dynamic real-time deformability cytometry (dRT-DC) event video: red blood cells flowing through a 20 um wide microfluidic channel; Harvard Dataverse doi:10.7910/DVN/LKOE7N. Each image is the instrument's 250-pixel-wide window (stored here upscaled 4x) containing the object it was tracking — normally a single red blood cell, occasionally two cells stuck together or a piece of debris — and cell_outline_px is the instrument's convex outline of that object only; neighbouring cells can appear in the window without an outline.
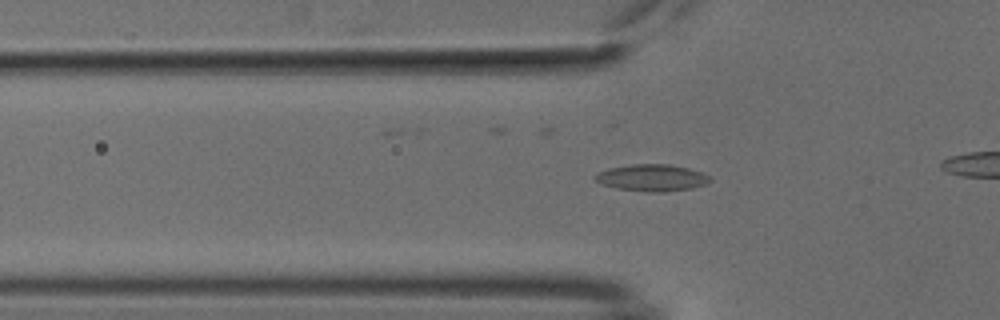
{"species": "common noctule bat (a hibernating species)", "species_latin": "Nyctalus noctula", "temperature_condition": "cold", "stored_images_in_passage": 39, "camera_frame_rate_fps": 3000, "um_per_image_px": 0.085, "animal": {"sex": "male", "body_mass_g": 18.8}, "frame": {"image": 1, "passage_image": 10, "time_ms": 3.0, "image_size_px": [1000, 320], "cell_outline_px": [[712, 180], [704, 184], [692, 188], [664, 192], [652, 192], [616, 188], [600, 184], [592, 176], [596, 172], [608, 168], [632, 164], [668, 164], [688, 168], [700, 172], [708, 176]], "centroid_in_image_um": [55.35, 15.1], "position_along_channel_um": 70.5, "area_um2": 17.92}}
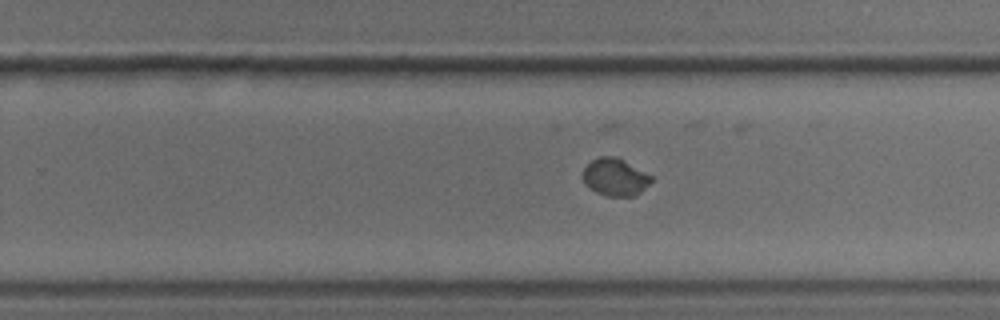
{"frame": {"image": 2, "passage_image": 28, "time_ms": 9.0, "image_size_px": [1000, 320], "cell_outline_px": [[652, 180], [636, 196], [608, 196], [596, 192], [584, 184], [580, 176], [584, 168], [592, 160], [600, 156], [616, 156], [624, 160], [652, 176]], "centroid_in_image_um": [52.24, 15.05], "position_along_channel_um": 277.6, "area_um2": 14.97}}
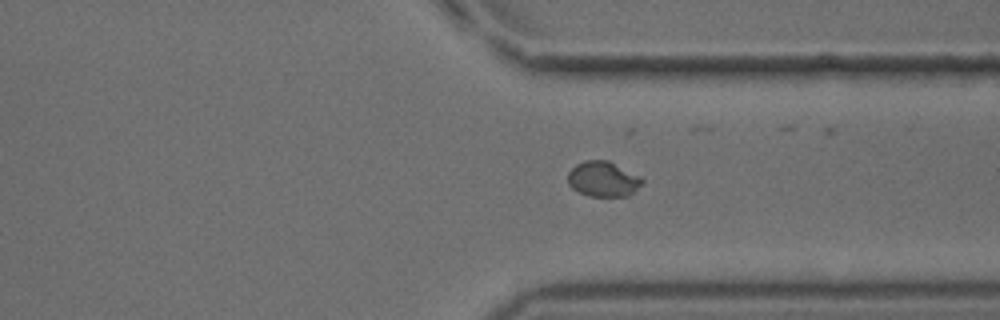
{"frame": {"image": 3, "passage_image": 36, "time_ms": 11.667, "image_size_px": [1000, 320], "cell_outline_px": [[644, 180], [628, 196], [588, 196], [572, 188], [568, 184], [568, 172], [576, 164], [584, 160], [608, 160], [640, 176]], "centroid_in_image_um": [51.23, 15.21], "position_along_channel_um": 360.2, "area_um2": 15.14}}